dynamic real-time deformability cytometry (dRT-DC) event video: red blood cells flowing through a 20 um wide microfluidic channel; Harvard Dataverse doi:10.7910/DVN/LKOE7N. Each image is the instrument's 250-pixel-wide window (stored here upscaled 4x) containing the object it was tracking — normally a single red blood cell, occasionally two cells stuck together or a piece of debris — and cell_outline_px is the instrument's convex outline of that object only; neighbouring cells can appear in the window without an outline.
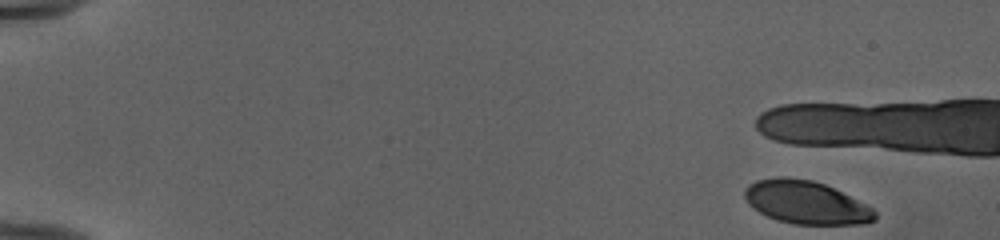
{"species": "human", "species_latin": "Homo sapiens", "temperature_condition": "cold", "stored_images_in_passage": 9, "camera_frame_rate_fps": 3000, "um_per_image_px": 0.085, "donor": {"sex": "female"}, "frame": {"image": 1, "passage_image": 1, "time_ms": 0.0, "image_size_px": [1000, 240], "cell_outline_px": [[876, 220], [864, 224], [792, 224], [776, 220], [752, 208], [748, 204], [744, 196], [744, 192], [748, 184], [756, 180], [776, 176], [784, 176], [812, 180], [824, 184], [872, 208], [876, 212]], "centroid_in_image_um": [68.46, 17.2], "position_along_channel_um": 16.5, "area_um2": 32.6}}